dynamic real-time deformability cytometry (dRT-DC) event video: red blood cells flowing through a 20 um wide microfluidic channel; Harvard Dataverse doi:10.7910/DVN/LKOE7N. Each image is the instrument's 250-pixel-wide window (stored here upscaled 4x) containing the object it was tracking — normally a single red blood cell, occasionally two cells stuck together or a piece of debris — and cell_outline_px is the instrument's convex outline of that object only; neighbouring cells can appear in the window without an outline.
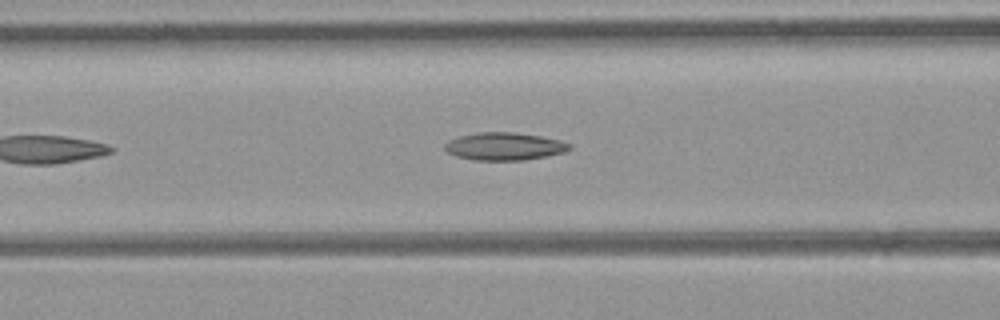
{"species": "common noctule bat (a hibernating species)", "species_latin": "Nyctalus noctula", "temperature_condition": "room temperature", "stored_images_in_passage": 11, "camera_frame_rate_fps": 3000, "um_per_image_px": 0.085, "animal": {"sex": "female", "body_mass_g": 21.9}, "frame": {"image": 1, "passage_image": 4, "time_ms": 1.0, "image_size_px": [1000, 320], "cell_outline_px": [[572, 148], [564, 152], [524, 160], [476, 160], [456, 156], [448, 152], [444, 148], [444, 144], [448, 140], [460, 136], [480, 132], [512, 132], [540, 136], [560, 140], [572, 144]], "centroid_in_image_um": [42.87, 12.44], "position_along_channel_um": 123.7, "area_um2": 20.0}}
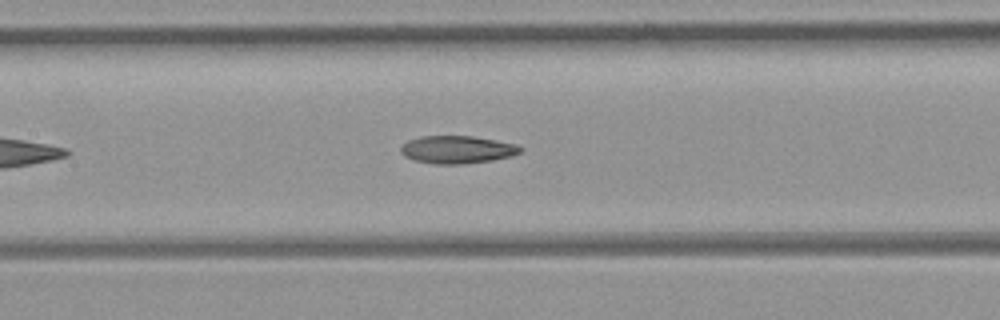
{"frame": {"image": 2, "passage_image": 7, "time_ms": 2.0, "image_size_px": [1000, 320], "cell_outline_px": [[524, 148], [520, 152], [512, 156], [492, 160], [460, 164], [436, 164], [416, 160], [404, 156], [400, 152], [400, 148], [408, 140], [420, 136], [472, 136], [516, 144]], "centroid_in_image_um": [38.86, 12.71], "position_along_channel_um": 168.5, "area_um2": 19.19}}